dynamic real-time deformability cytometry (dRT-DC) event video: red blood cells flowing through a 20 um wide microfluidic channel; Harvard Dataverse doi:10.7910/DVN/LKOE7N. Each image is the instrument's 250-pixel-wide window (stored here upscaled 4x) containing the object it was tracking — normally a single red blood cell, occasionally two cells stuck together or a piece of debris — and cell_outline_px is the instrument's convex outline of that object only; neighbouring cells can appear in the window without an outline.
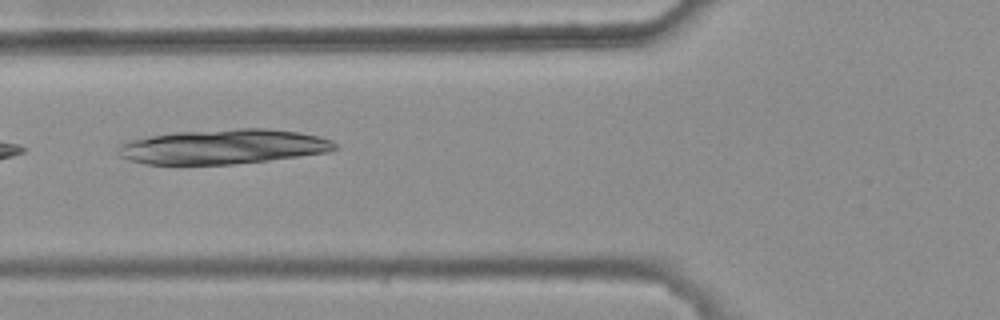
{"species": "common noctule bat (a hibernating species)", "species_latin": "Nyctalus noctula", "temperature_condition": "warm", "stored_images_in_passage": 6, "camera_frame_rate_fps": 3000, "um_per_image_px": 0.085, "animal": {"sex": "female", "body_mass_g": 25.1}, "frame": {"image": 1, "passage_image": 6, "time_ms": 1.667, "image_size_px": [1000, 320], "cell_outline_px": [[336, 148], [328, 152], [300, 156], [268, 160], [232, 164], [148, 164], [128, 160], [120, 156], [120, 144], [128, 140], [176, 132], [240, 128], [268, 128], [300, 132], [320, 136], [332, 140], [336, 144]], "centroid_in_image_um": [19.02, 12.46], "position_along_channel_um": 106.8, "area_um2": 43.7}}